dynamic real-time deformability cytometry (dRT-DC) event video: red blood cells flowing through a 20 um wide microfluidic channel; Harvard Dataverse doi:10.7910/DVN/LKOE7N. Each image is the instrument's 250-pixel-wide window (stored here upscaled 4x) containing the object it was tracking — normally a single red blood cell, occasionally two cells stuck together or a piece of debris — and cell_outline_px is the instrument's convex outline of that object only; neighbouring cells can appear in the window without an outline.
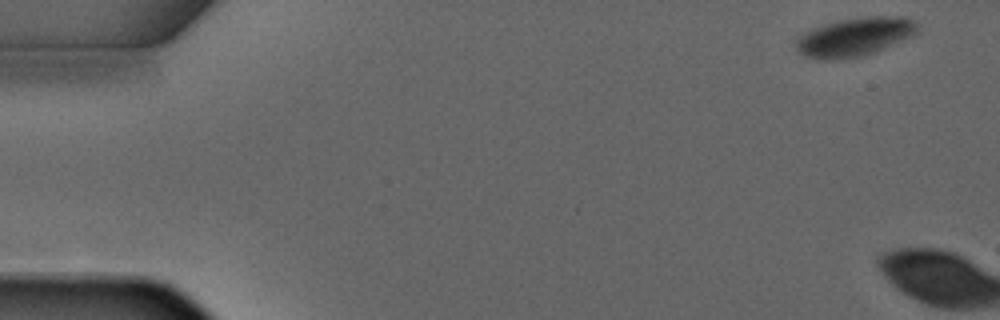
{"species": "common noctule bat (a hibernating species)", "species_latin": "Nyctalus noctula", "temperature_condition": "warm", "stored_images_in_passage": 3, "camera_frame_rate_fps": 3000, "um_per_image_px": 0.085, "animal": {"sex": "male", "forearm_length_mm": 52.5}, "frame": {"image": 1, "passage_image": 1, "time_ms": 0.0, "image_size_px": [1000, 320], "cell_outline_px": [[916, 32], [912, 36], [884, 48], [860, 56], [808, 56], [800, 52], [796, 48], [796, 36], [800, 32], [824, 24], [840, 20], [868, 16], [904, 16], [912, 20], [916, 24]], "centroid_in_image_um": [72.66, 3.06], "position_along_channel_um": 12.3, "area_um2": 26.24}}